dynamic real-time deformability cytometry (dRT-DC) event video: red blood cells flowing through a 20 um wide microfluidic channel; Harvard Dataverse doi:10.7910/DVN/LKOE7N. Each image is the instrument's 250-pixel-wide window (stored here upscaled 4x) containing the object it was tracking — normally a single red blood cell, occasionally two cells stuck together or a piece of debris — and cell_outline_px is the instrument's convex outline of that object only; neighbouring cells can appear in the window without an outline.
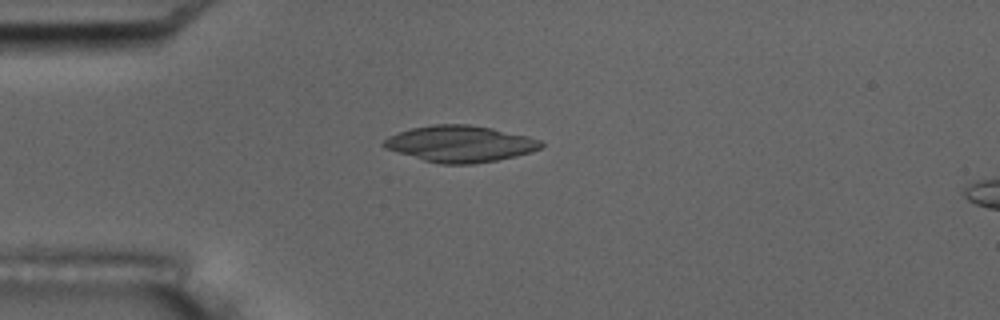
{"species": "common noctule bat (a hibernating species)", "species_latin": "Nyctalus noctula", "temperature_condition": "room temperature", "stored_images_in_passage": 5, "camera_frame_rate_fps": 3000, "um_per_image_px": 0.085, "animal": {"sex": "male", "body_mass_g": 17.5, "forearm_length_mm": 52.3}, "frame": {"image": 1, "passage_image": 4, "time_ms": 4.333, "image_size_px": [1000, 320], "cell_outline_px": [[544, 144], [540, 148], [532, 152], [516, 156], [496, 160], [472, 164], [440, 164], [424, 160], [384, 148], [380, 144], [388, 136], [396, 132], [412, 128], [432, 124], [468, 124], [492, 128], [528, 136], [540, 140]], "centroid_in_image_um": [39.09, 12.22], "position_along_channel_um": 45.9, "area_um2": 33.41}}